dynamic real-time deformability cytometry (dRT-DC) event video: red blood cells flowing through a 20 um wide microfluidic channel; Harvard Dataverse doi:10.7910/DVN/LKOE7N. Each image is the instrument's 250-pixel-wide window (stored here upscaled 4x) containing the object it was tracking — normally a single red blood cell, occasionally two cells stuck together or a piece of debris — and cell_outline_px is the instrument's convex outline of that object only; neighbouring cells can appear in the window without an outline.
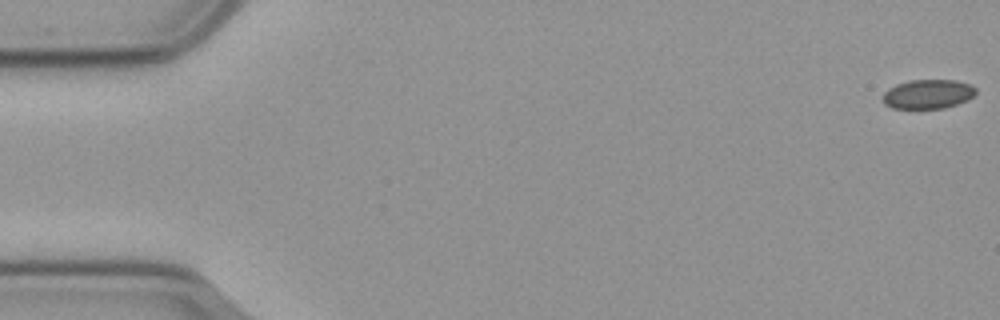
{"species": "common noctule bat (a hibernating species)", "species_latin": "Nyctalus noctula", "temperature_condition": "cold", "stored_images_in_passage": 58, "camera_frame_rate_fps": 3000, "um_per_image_px": 0.085, "animal": {"sex": "male", "body_mass_g": 23.1, "forearm_length_mm": 52.7}, "frame": {"image": 1, "passage_image": 1, "time_ms": 0.0, "image_size_px": [1000, 320], "cell_outline_px": [[976, 92], [968, 100], [944, 108], [892, 108], [884, 104], [884, 92], [888, 88], [896, 84], [908, 80], [952, 80], [968, 84], [976, 88]], "centroid_in_image_um": [78.85, 7.99], "position_along_channel_um": 6.1, "area_um2": 15.72}}
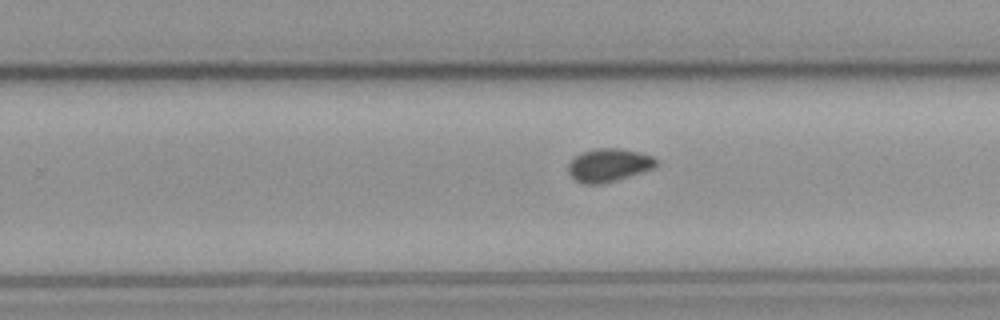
{"frame": {"image": 2, "passage_image": 36, "time_ms": 11.667, "image_size_px": [1000, 320], "cell_outline_px": [[660, 164], [656, 168], [616, 180], [600, 184], [584, 184], [576, 180], [568, 172], [568, 164], [576, 156], [584, 152], [596, 148], [620, 148], [640, 152], [652, 156], [660, 160]], "centroid_in_image_um": [51.82, 14.03], "position_along_channel_um": 278.0, "area_um2": 17.11}}
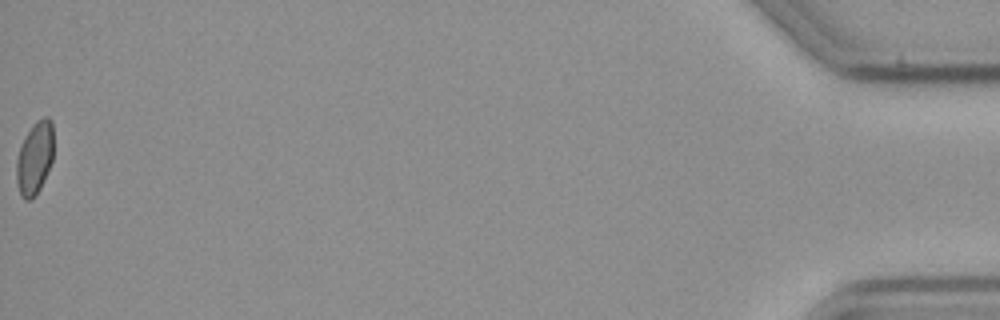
{"frame": {"image": 3, "passage_image": 58, "time_ms": 19.0, "image_size_px": [1000, 320], "cell_outline_px": [[52, 160], [40, 188], [36, 196], [32, 200], [24, 200], [20, 196], [16, 180], [16, 160], [24, 136], [32, 124], [36, 120], [44, 116], [48, 116], [52, 120]], "centroid_in_image_um": [2.93, 13.43], "position_along_channel_um": 432.3, "area_um2": 15.9}, "authors_computed_cell_mechanics": {"area_um2": 16.5597, "velocity_mm_per_s": 3.5958, "shape_relaxation_time_tau1_ms": 6.7711, "shape_relaxation_time_tau2_ms": 4.2428, "deformation_change_tau1": 0.0721, "deformation_change_tau2": 0.0578}}